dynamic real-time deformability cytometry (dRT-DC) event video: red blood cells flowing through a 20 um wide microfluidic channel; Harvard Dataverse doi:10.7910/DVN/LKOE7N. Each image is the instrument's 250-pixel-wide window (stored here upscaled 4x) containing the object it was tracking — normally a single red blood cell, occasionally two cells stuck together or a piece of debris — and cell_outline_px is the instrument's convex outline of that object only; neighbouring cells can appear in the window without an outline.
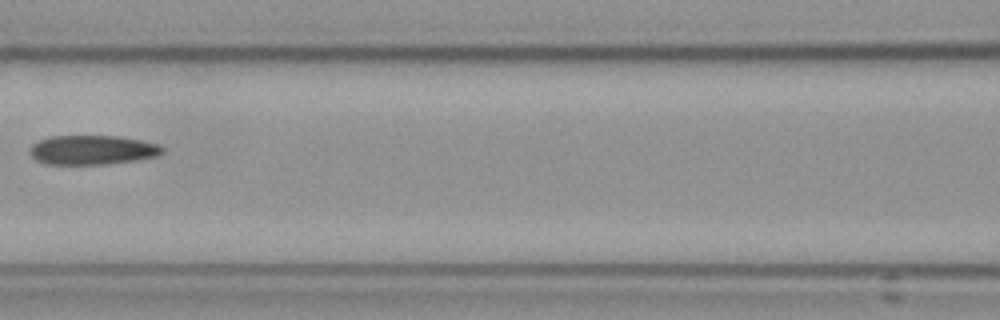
{"species": "Egyptian fruit bat (a non-hibernating species)", "species_latin": "Rousettus aegyptiacus", "temperature_condition": "cold", "stored_images_in_passage": 6, "camera_frame_rate_fps": 3000, "um_per_image_px": 0.085, "frame": {"image": 1, "passage_image": 6, "time_ms": 5.667, "image_size_px": [1000, 320], "cell_outline_px": [[164, 152], [160, 156], [136, 160], [108, 164], [44, 164], [36, 160], [32, 156], [32, 144], [48, 136], [116, 136], [140, 140], [156, 144], [164, 148]], "centroid_in_image_um": [7.88, 12.75], "position_along_channel_um": 158.7, "area_um2": 22.6}}